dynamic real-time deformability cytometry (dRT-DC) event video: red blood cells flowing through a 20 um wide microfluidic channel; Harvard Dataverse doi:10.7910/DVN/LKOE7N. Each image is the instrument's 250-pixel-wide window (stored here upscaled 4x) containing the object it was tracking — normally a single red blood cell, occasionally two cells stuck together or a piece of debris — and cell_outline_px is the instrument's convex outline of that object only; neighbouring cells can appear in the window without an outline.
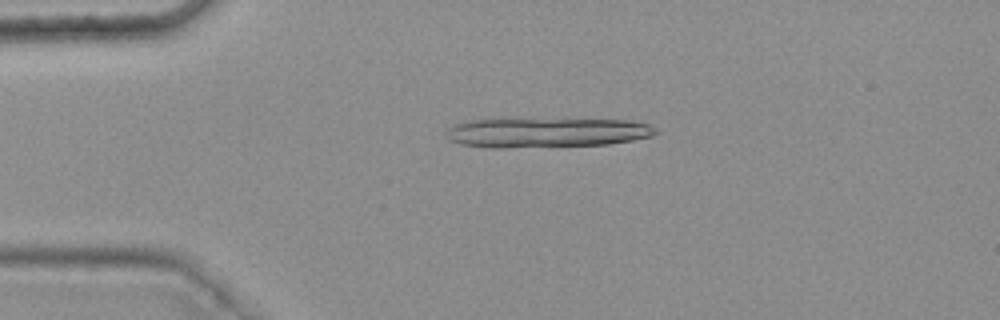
{"species": "common noctule bat (a hibernating species)", "species_latin": "Nyctalus noctula", "temperature_condition": "warm", "stored_images_in_passage": 7, "camera_frame_rate_fps": 3000, "um_per_image_px": 0.085, "animal": {"sex": "female", "body_mass_g": 25.1}, "frame": {"image": 1, "passage_image": 2, "time_ms": 0.333, "image_size_px": [1000, 320], "cell_outline_px": [[656, 132], [652, 136], [632, 140], [608, 144], [508, 148], [488, 148], [460, 144], [448, 140], [444, 132], [448, 128], [456, 124], [468, 120], [628, 120], [648, 124], [656, 128]], "centroid_in_image_um": [46.4, 11.29], "position_along_channel_um": 38.6, "area_um2": 35.84}}